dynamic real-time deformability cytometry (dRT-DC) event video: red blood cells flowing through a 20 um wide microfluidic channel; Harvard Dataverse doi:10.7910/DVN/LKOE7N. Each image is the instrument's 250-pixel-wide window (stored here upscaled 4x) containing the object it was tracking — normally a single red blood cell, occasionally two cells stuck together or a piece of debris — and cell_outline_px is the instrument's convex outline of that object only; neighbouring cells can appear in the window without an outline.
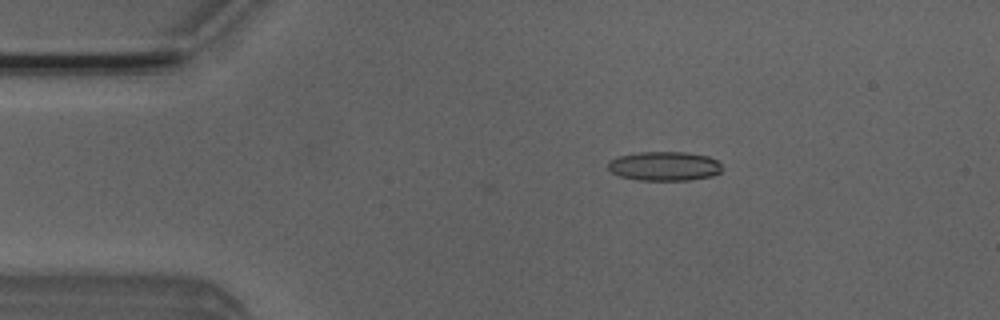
{"species": "Egyptian fruit bat (a non-hibernating species)", "species_latin": "Rousettus aegyptiacus", "temperature_condition": "room temperature", "stored_images_in_passage": 48, "camera_frame_rate_fps": 3000, "um_per_image_px": 0.085, "animal": {"sex": "male"}, "frame": {"image": 1, "passage_image": 5, "time_ms": 1.333, "image_size_px": [1000, 320], "cell_outline_px": [[720, 172], [712, 176], [688, 180], [640, 180], [620, 176], [612, 172], [608, 168], [608, 164], [612, 160], [620, 156], [640, 152], [684, 152], [708, 156], [716, 160], [720, 164]], "centroid_in_image_um": [56.48, 14.12], "position_along_channel_um": 28.5, "area_um2": 19.13}}
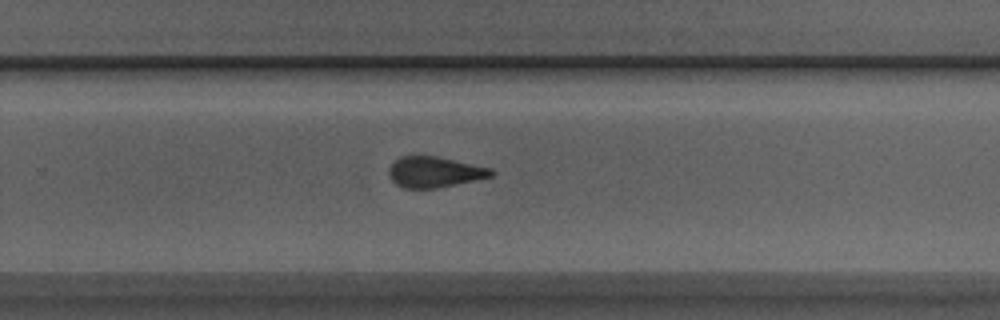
{"frame": {"image": 2, "passage_image": 29, "time_ms": 9.333, "image_size_px": [1000, 320], "cell_outline_px": [[496, 172], [492, 176], [476, 180], [436, 188], [404, 188], [396, 184], [392, 180], [388, 172], [388, 168], [400, 156], [436, 156], [492, 168]], "centroid_in_image_um": [36.95, 14.62], "position_along_channel_um": 292.9, "area_um2": 18.26}}
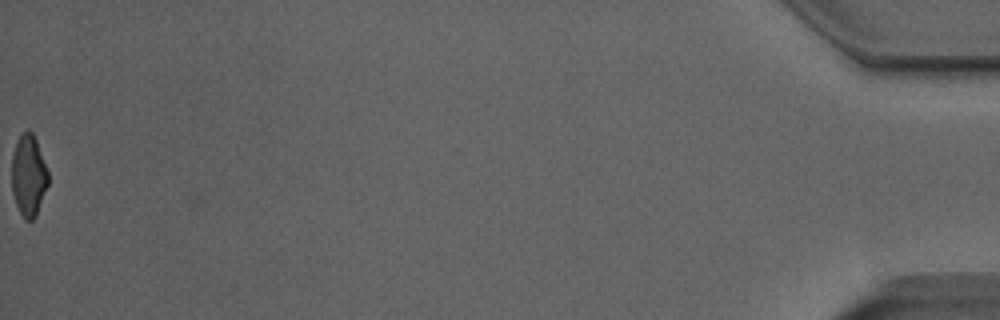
{"frame": {"image": 3, "passage_image": 48, "time_ms": 15.667, "image_size_px": [1000, 320], "cell_outline_px": [[48, 184], [36, 216], [32, 220], [24, 220], [16, 204], [12, 192], [12, 156], [16, 144], [20, 136], [28, 128], [32, 132], [36, 140], [48, 172]], "centroid_in_image_um": [2.43, 14.94], "position_along_channel_um": 432.8, "area_um2": 17.11}, "authors_computed_cell_mechanics": {"area_um2": 19.0162, "velocity_mm_per_s": 3.9513, "shape_relaxation_time_tau1_ms": null, "shape_relaxation_time_tau2_ms": 2.4202, "deformation_change_tau1": null, "deformation_change_tau2": 0.1048}}